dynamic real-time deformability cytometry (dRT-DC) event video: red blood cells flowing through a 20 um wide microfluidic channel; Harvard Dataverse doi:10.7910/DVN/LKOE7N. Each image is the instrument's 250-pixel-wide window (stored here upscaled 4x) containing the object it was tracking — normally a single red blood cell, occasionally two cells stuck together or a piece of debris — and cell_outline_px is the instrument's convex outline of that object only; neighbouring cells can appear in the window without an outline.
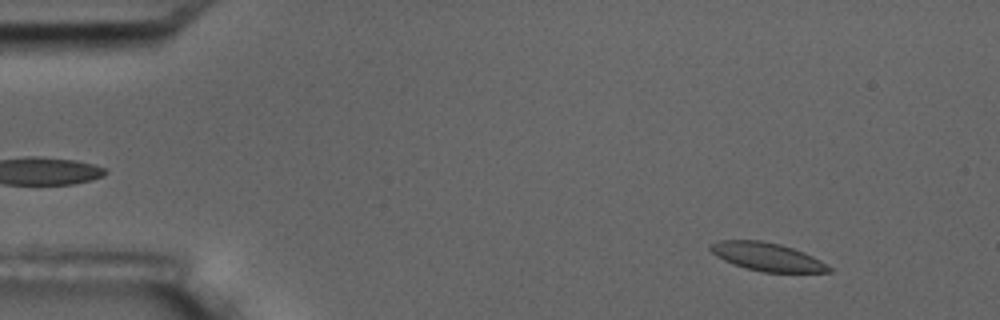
{"species": "common noctule bat (a hibernating species)", "species_latin": "Nyctalus noctula", "temperature_condition": "room temperature", "stored_images_in_passage": 5, "camera_frame_rate_fps": 3000, "um_per_image_px": 0.085, "animal": {"sex": "male", "body_mass_g": 17.5, "forearm_length_mm": 52.3}, "frame": {"image": 1, "passage_image": 1, "time_ms": 0.0, "image_size_px": [1000, 320], "cell_outline_px": [[832, 272], [764, 272], [732, 264], [716, 256], [708, 248], [708, 244], [720, 240], [760, 240], [780, 244], [804, 252], [820, 260], [832, 268]], "centroid_in_image_um": [65.18, 21.82], "position_along_channel_um": 19.8, "area_um2": 19.42}}
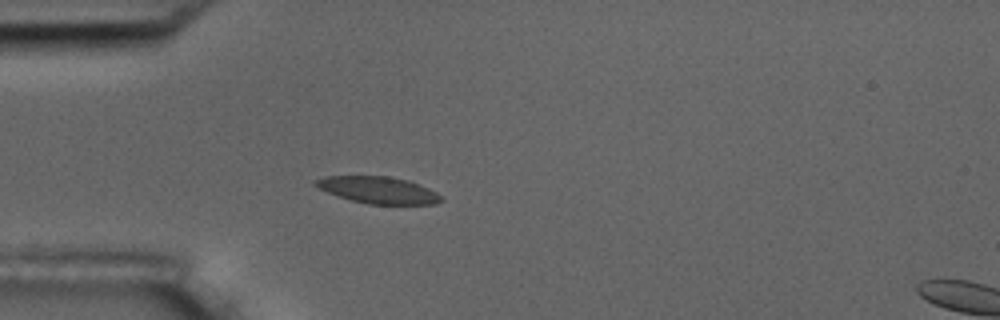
{"frame": {"image": 2, "passage_image": 4, "time_ms": 3.333, "image_size_px": [1000, 320], "cell_outline_px": [[444, 200], [436, 204], [368, 204], [336, 196], [312, 184], [312, 180], [324, 176], [388, 176], [408, 180], [428, 188], [436, 192]], "centroid_in_image_um": [32.12, 16.15], "position_along_channel_um": 52.9, "area_um2": 19.65}}